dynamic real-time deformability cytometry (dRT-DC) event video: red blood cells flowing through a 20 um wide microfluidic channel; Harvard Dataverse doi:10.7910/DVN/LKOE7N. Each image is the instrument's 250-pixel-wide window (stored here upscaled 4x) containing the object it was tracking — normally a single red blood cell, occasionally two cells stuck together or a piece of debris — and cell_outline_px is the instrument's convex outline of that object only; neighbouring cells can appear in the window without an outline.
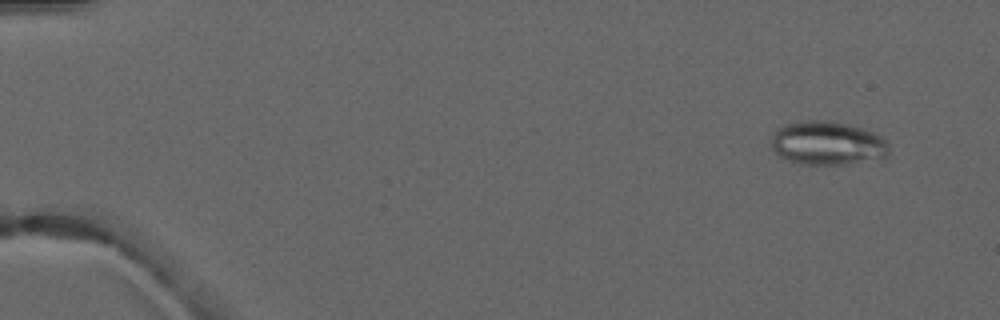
{"species": "common noctule bat (a hibernating species)", "species_latin": "Nyctalus noctula", "temperature_condition": "warm", "stored_images_in_passage": 7, "camera_frame_rate_fps": 3000, "um_per_image_px": 0.085, "animal": {"sex": "male", "forearm_length_mm": 52.5}, "frame": {"image": 1, "passage_image": 1, "time_ms": 0.0, "image_size_px": [1000, 320], "cell_outline_px": [[888, 156], [884, 160], [844, 164], [800, 164], [788, 160], [780, 156], [772, 148], [772, 132], [776, 128], [784, 124], [804, 120], [832, 120], [864, 128], [880, 136], [888, 144]], "centroid_in_image_um": [70.35, 12.17], "position_along_channel_um": 14.6, "area_um2": 30.52}}
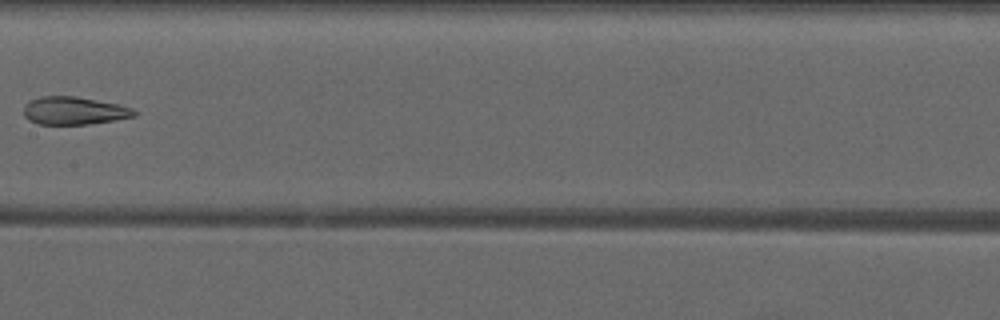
{"frame": {"image": 2, "passage_image": 7, "time_ms": 7.667, "image_size_px": [1000, 320], "cell_outline_px": [[136, 116], [116, 120], [88, 124], [36, 124], [28, 120], [24, 116], [24, 108], [28, 100], [40, 96], [76, 96], [120, 104], [132, 108], [136, 112]], "centroid_in_image_um": [6.28, 9.4], "position_along_channel_um": 201.1, "area_um2": 18.15}}